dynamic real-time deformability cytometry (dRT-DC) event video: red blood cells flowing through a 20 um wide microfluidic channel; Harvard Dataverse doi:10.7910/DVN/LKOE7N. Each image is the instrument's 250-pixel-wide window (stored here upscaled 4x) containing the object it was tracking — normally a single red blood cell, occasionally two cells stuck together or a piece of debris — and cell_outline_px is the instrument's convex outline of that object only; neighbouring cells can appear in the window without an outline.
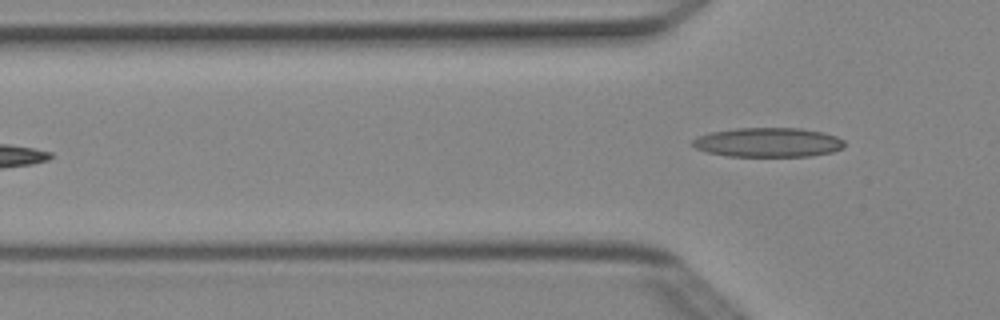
{"species": "Egyptian fruit bat (a non-hibernating species)", "species_latin": "Rousettus aegyptiacus", "temperature_condition": "cold", "stored_images_in_passage": 5, "camera_frame_rate_fps": 3000, "um_per_image_px": 0.085, "animal": {"sex": "female"}, "frame": {"image": 1, "passage_image": 5, "time_ms": 1.333, "image_size_px": [1000, 320], "cell_outline_px": [[844, 148], [832, 152], [812, 156], [728, 156], [708, 152], [696, 148], [688, 144], [696, 136], [712, 132], [736, 128], [800, 128], [824, 132], [836, 136], [844, 140]], "centroid_in_image_um": [65.28, 12.1], "position_along_channel_um": 60.5, "area_um2": 26.18}}